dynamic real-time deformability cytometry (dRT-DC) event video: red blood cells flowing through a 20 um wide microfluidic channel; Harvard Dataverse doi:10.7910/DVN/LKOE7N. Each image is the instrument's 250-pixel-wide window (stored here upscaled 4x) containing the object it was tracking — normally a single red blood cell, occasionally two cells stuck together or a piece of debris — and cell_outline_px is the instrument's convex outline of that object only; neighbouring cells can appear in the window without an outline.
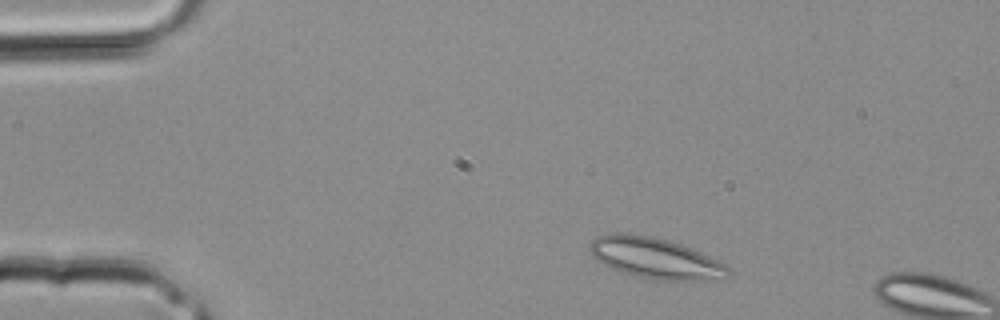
{"species": "common noctule bat (a hibernating species)", "species_latin": "Nyctalus noctula", "temperature_condition": "room temperature", "stored_images_in_passage": 6, "camera_frame_rate_fps": 3000, "um_per_image_px": 0.085, "animal": {"sex": "male", "body_mass_g": 20.4}, "frame": {"image": 1, "passage_image": 3, "time_ms": 0.667, "image_size_px": [1000, 320], "cell_outline_px": [[732, 272], [700, 280], [652, 280], [632, 276], [612, 268], [604, 264], [592, 256], [588, 248], [592, 240], [596, 236], [612, 232], [616, 232], [652, 236], [668, 240], [692, 248], [724, 264]], "centroid_in_image_um": [55.58, 21.92], "position_along_channel_um": 29.4, "area_um2": 32.54}}